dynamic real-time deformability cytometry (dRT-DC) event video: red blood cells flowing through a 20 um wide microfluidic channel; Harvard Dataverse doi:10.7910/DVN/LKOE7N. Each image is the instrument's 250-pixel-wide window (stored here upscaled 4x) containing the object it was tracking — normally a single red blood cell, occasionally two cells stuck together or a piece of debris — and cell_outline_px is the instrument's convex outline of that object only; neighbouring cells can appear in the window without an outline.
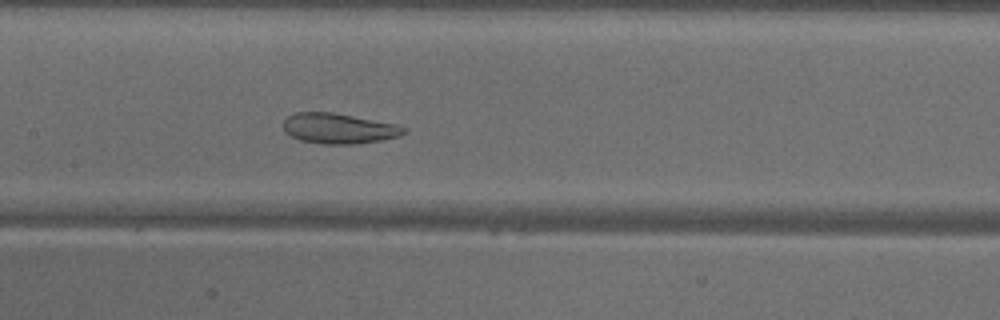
{"species": "common noctule bat (a hibernating species)", "species_latin": "Nyctalus noctula", "temperature_condition": "warm", "stored_images_in_passage": 40, "camera_frame_rate_fps": 3000, "um_per_image_px": 0.085, "animal": {"sex": "male", "body_mass_g": 18.8}, "frame": {"image": 1, "passage_image": 14, "time_ms": 4.333, "image_size_px": [1000, 320], "cell_outline_px": [[408, 132], [400, 136], [380, 140], [356, 144], [320, 144], [300, 140], [284, 132], [284, 120], [288, 116], [296, 112], [332, 112], [396, 124], [408, 128]], "centroid_in_image_um": [28.81, 10.92], "position_along_channel_um": 178.6, "area_um2": 21.39}}
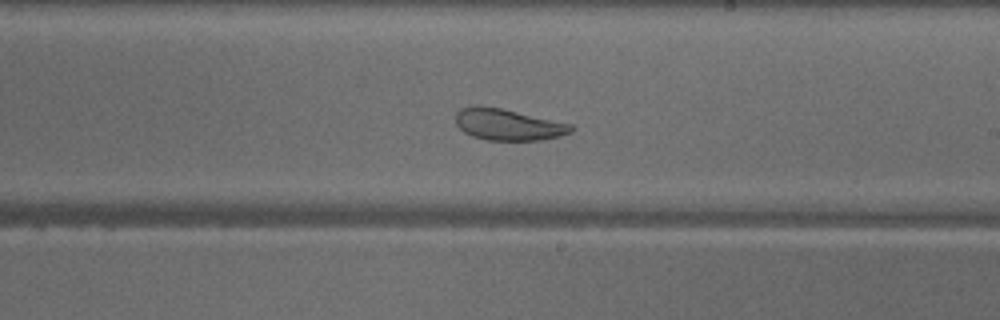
{"frame": {"image": 2, "passage_image": 19, "time_ms": 6.0, "image_size_px": [1000, 320], "cell_outline_px": [[576, 128], [572, 132], [560, 136], [540, 140], [488, 140], [472, 136], [464, 132], [456, 124], [456, 112], [460, 108], [476, 104], [480, 104], [500, 108], [572, 124]], "centroid_in_image_um": [43.17, 10.58], "position_along_channel_um": 245.8, "area_um2": 21.27}}
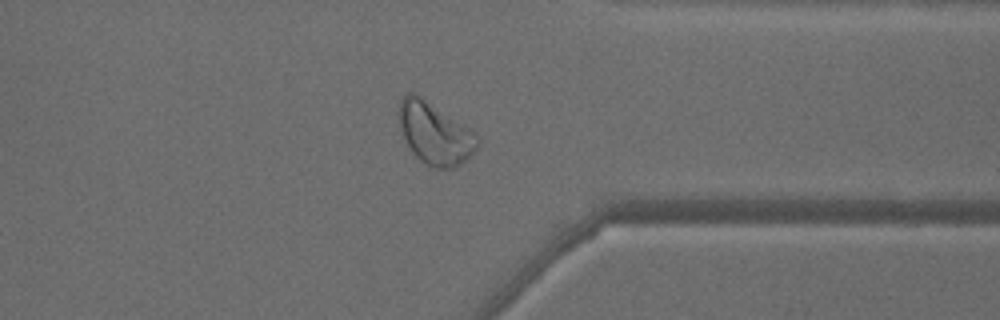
{"frame": {"image": 3, "passage_image": 29, "time_ms": 9.333, "image_size_px": [1000, 320], "cell_outline_px": [[480, 144], [468, 160], [452, 168], [432, 168], [420, 160], [412, 152], [404, 140], [400, 128], [400, 100], [408, 92], [416, 92], [472, 128], [480, 140]], "centroid_in_image_um": [37.0, 11.32], "position_along_channel_um": 374.4, "area_um2": 28.84}, "authors_computed_cell_mechanics": {"area_um2": 26.1834, "velocity_mm_per_s": 4.0469, "shape_relaxation_time_tau1_ms": null, "shape_relaxation_time_tau2_ms": 1.8799, "deformation_change_tau1": null, "deformation_change_tau2": 0.0841}}